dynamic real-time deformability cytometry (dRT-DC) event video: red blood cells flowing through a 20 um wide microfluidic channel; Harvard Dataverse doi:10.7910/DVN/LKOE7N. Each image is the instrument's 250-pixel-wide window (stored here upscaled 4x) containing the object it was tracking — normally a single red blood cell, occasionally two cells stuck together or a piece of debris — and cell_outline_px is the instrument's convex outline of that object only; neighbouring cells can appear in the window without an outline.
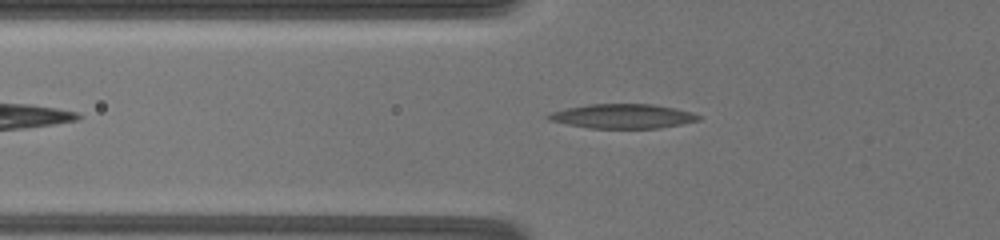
{"species": "common noctule bat (a hibernating species)", "species_latin": "Nyctalus noctula", "temperature_condition": "warm", "stored_images_in_passage": 18, "camera_frame_rate_fps": 3000, "um_per_image_px": 0.085, "animal": {"sex": "female", "body_mass_g": 19.5, "forearm_length_mm": 54.1}, "frame": {"image": 1, "passage_image": 11, "time_ms": 3.333, "image_size_px": [1000, 240], "cell_outline_px": [[700, 120], [660, 128], [588, 128], [548, 120], [544, 116], [552, 112], [568, 108], [588, 104], [652, 104], [676, 108], [692, 112], [700, 116]], "centroid_in_image_um": [52.93, 9.87], "position_along_channel_um": 72.9, "area_um2": 21.27}}
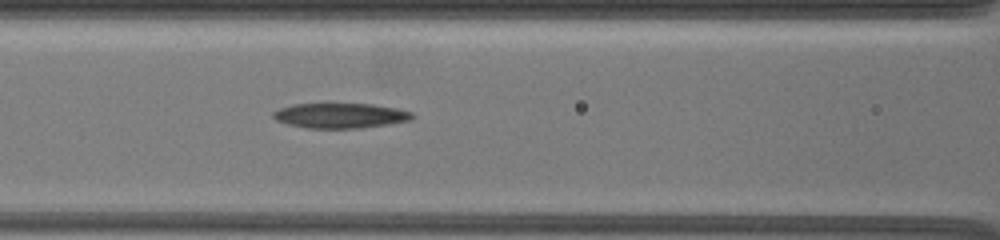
{"frame": {"image": 2, "passage_image": 17, "time_ms": 5.333, "image_size_px": [1000, 240], "cell_outline_px": [[412, 120], [388, 124], [360, 128], [308, 128], [288, 124], [276, 120], [272, 116], [272, 112], [280, 108], [292, 104], [372, 104], [396, 108], [412, 112]], "centroid_in_image_um": [28.91, 9.82], "position_along_channel_um": 137.7, "area_um2": 20.17}}
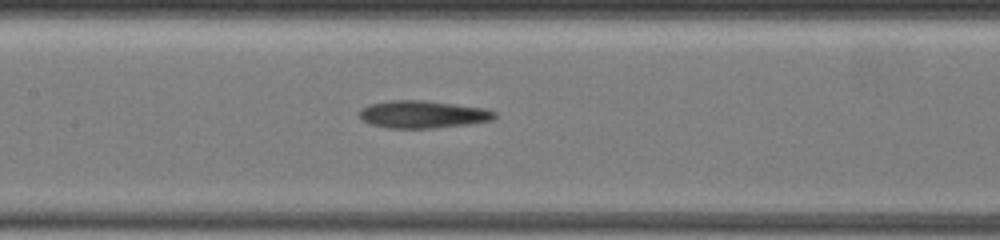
{"frame": {"image": 3, "passage_image": 18, "time_ms": 6.333, "image_size_px": [1000, 240], "cell_outline_px": [[496, 116], [492, 120], [468, 124], [432, 128], [388, 128], [372, 124], [364, 120], [360, 116], [360, 112], [364, 108], [372, 104], [388, 100], [424, 100], [480, 108], [496, 112]], "centroid_in_image_um": [35.94, 9.72], "position_along_channel_um": 171.5, "area_um2": 21.15}}